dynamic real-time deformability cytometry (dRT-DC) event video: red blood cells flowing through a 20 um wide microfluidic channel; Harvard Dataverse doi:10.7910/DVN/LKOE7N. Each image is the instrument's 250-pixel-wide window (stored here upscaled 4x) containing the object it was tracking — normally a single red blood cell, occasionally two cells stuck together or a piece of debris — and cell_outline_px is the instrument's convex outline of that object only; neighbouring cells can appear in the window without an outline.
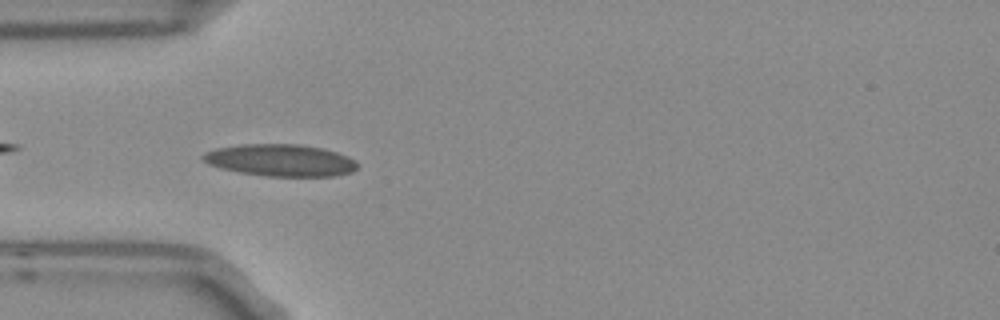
{"species": "Egyptian fruit bat (a non-hibernating species)", "species_latin": "Rousettus aegyptiacus", "temperature_condition": "room temperature", "stored_images_in_passage": 7, "camera_frame_rate_fps": 3000, "um_per_image_px": 0.085, "frame": {"image": 1, "passage_image": 3, "time_ms": 0.667, "image_size_px": [1000, 320], "cell_outline_px": [[360, 164], [352, 172], [336, 176], [268, 176], [240, 172], [220, 168], [208, 164], [200, 156], [204, 152], [216, 148], [240, 144], [300, 144], [324, 148], [348, 156], [356, 160]], "centroid_in_image_um": [23.86, 13.61], "position_along_channel_um": 61.1, "area_um2": 29.02}}
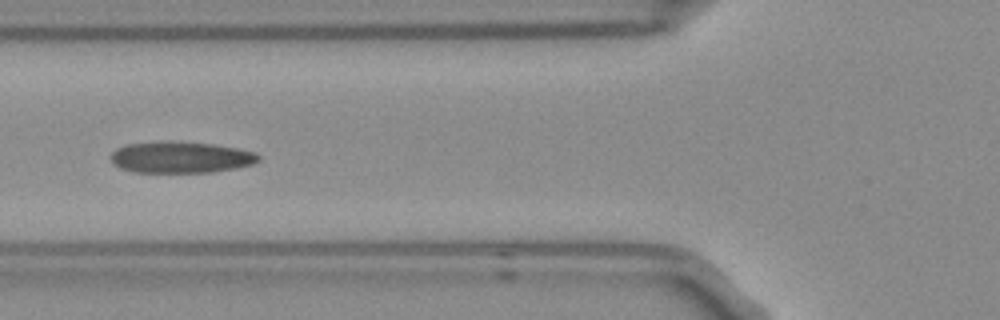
{"frame": {"image": 2, "passage_image": 4, "time_ms": 1.0, "image_size_px": [1000, 320], "cell_outline_px": [[260, 160], [252, 164], [236, 168], [212, 172], [132, 172], [120, 168], [112, 160], [112, 152], [116, 148], [128, 144], [160, 140], [212, 144], [236, 148], [256, 152], [260, 156]], "centroid_in_image_um": [15.37, 13.36], "position_along_channel_um": 110.4, "area_um2": 27.05}}